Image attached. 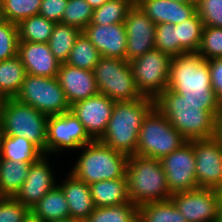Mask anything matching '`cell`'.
<instances>
[{"label": "cell", "instance_id": "6da1fadb", "mask_svg": "<svg viewBox=\"0 0 222 222\" xmlns=\"http://www.w3.org/2000/svg\"><path fill=\"white\" fill-rule=\"evenodd\" d=\"M167 89L192 103H205V110L217 117L222 103L211 89L209 60L198 53L172 57Z\"/></svg>", "mask_w": 222, "mask_h": 222}, {"label": "cell", "instance_id": "7a4b0ae2", "mask_svg": "<svg viewBox=\"0 0 222 222\" xmlns=\"http://www.w3.org/2000/svg\"><path fill=\"white\" fill-rule=\"evenodd\" d=\"M155 107L187 141L215 136L216 117L205 110V103L186 101L181 95L166 89L155 99Z\"/></svg>", "mask_w": 222, "mask_h": 222}, {"label": "cell", "instance_id": "3957f363", "mask_svg": "<svg viewBox=\"0 0 222 222\" xmlns=\"http://www.w3.org/2000/svg\"><path fill=\"white\" fill-rule=\"evenodd\" d=\"M155 99L143 96L131 101H116L107 129L100 142L128 156L136 154L139 131Z\"/></svg>", "mask_w": 222, "mask_h": 222}, {"label": "cell", "instance_id": "277c9868", "mask_svg": "<svg viewBox=\"0 0 222 222\" xmlns=\"http://www.w3.org/2000/svg\"><path fill=\"white\" fill-rule=\"evenodd\" d=\"M126 178L129 200L137 207L171 197L160 159L129 156Z\"/></svg>", "mask_w": 222, "mask_h": 222}, {"label": "cell", "instance_id": "5b68a950", "mask_svg": "<svg viewBox=\"0 0 222 222\" xmlns=\"http://www.w3.org/2000/svg\"><path fill=\"white\" fill-rule=\"evenodd\" d=\"M72 170L69 172L77 179L90 185L103 180L126 178L129 156L115 151L99 140H93L81 147Z\"/></svg>", "mask_w": 222, "mask_h": 222}, {"label": "cell", "instance_id": "8992f818", "mask_svg": "<svg viewBox=\"0 0 222 222\" xmlns=\"http://www.w3.org/2000/svg\"><path fill=\"white\" fill-rule=\"evenodd\" d=\"M48 116L15 98H7L0 119V135L24 137L46 155Z\"/></svg>", "mask_w": 222, "mask_h": 222}, {"label": "cell", "instance_id": "52a82bcc", "mask_svg": "<svg viewBox=\"0 0 222 222\" xmlns=\"http://www.w3.org/2000/svg\"><path fill=\"white\" fill-rule=\"evenodd\" d=\"M187 140L169 123L156 107L145 117L136 148V155L161 159L177 150Z\"/></svg>", "mask_w": 222, "mask_h": 222}, {"label": "cell", "instance_id": "ba28073f", "mask_svg": "<svg viewBox=\"0 0 222 222\" xmlns=\"http://www.w3.org/2000/svg\"><path fill=\"white\" fill-rule=\"evenodd\" d=\"M99 93L113 101H131L143 96L137 90L130 62L101 56L93 69Z\"/></svg>", "mask_w": 222, "mask_h": 222}, {"label": "cell", "instance_id": "9c48e42d", "mask_svg": "<svg viewBox=\"0 0 222 222\" xmlns=\"http://www.w3.org/2000/svg\"><path fill=\"white\" fill-rule=\"evenodd\" d=\"M15 99L46 116L70 111V104L56 77L27 74Z\"/></svg>", "mask_w": 222, "mask_h": 222}, {"label": "cell", "instance_id": "30bf717a", "mask_svg": "<svg viewBox=\"0 0 222 222\" xmlns=\"http://www.w3.org/2000/svg\"><path fill=\"white\" fill-rule=\"evenodd\" d=\"M172 57L156 48L130 61L137 90L156 99L168 86Z\"/></svg>", "mask_w": 222, "mask_h": 222}, {"label": "cell", "instance_id": "8fae6325", "mask_svg": "<svg viewBox=\"0 0 222 222\" xmlns=\"http://www.w3.org/2000/svg\"><path fill=\"white\" fill-rule=\"evenodd\" d=\"M92 141L80 120L71 111L48 116L46 156L57 152L60 154L65 149H80Z\"/></svg>", "mask_w": 222, "mask_h": 222}, {"label": "cell", "instance_id": "7c38bea8", "mask_svg": "<svg viewBox=\"0 0 222 222\" xmlns=\"http://www.w3.org/2000/svg\"><path fill=\"white\" fill-rule=\"evenodd\" d=\"M170 194L199 188L195 176L196 161L193 140L160 159Z\"/></svg>", "mask_w": 222, "mask_h": 222}, {"label": "cell", "instance_id": "4fadbf2b", "mask_svg": "<svg viewBox=\"0 0 222 222\" xmlns=\"http://www.w3.org/2000/svg\"><path fill=\"white\" fill-rule=\"evenodd\" d=\"M170 200L187 222H219L217 189L197 188L175 193Z\"/></svg>", "mask_w": 222, "mask_h": 222}, {"label": "cell", "instance_id": "5bb4252c", "mask_svg": "<svg viewBox=\"0 0 222 222\" xmlns=\"http://www.w3.org/2000/svg\"><path fill=\"white\" fill-rule=\"evenodd\" d=\"M199 188H222V143L215 137L193 140Z\"/></svg>", "mask_w": 222, "mask_h": 222}, {"label": "cell", "instance_id": "9a60e30c", "mask_svg": "<svg viewBox=\"0 0 222 222\" xmlns=\"http://www.w3.org/2000/svg\"><path fill=\"white\" fill-rule=\"evenodd\" d=\"M115 101L98 93L90 98L75 102L70 111L84 126L93 140H99L107 129Z\"/></svg>", "mask_w": 222, "mask_h": 222}, {"label": "cell", "instance_id": "2e32d148", "mask_svg": "<svg viewBox=\"0 0 222 222\" xmlns=\"http://www.w3.org/2000/svg\"><path fill=\"white\" fill-rule=\"evenodd\" d=\"M124 25L127 34L128 62L155 48L156 24L138 5L129 10Z\"/></svg>", "mask_w": 222, "mask_h": 222}, {"label": "cell", "instance_id": "e0dca14e", "mask_svg": "<svg viewBox=\"0 0 222 222\" xmlns=\"http://www.w3.org/2000/svg\"><path fill=\"white\" fill-rule=\"evenodd\" d=\"M46 155L41 157L36 163H32L28 178L22 184L21 189L14 198L31 210L51 189H54L58 182L50 167ZM57 183V184H56Z\"/></svg>", "mask_w": 222, "mask_h": 222}, {"label": "cell", "instance_id": "ac0fdd59", "mask_svg": "<svg viewBox=\"0 0 222 222\" xmlns=\"http://www.w3.org/2000/svg\"><path fill=\"white\" fill-rule=\"evenodd\" d=\"M82 32L101 56L126 60L127 34L124 23L89 24Z\"/></svg>", "mask_w": 222, "mask_h": 222}, {"label": "cell", "instance_id": "d6986e66", "mask_svg": "<svg viewBox=\"0 0 222 222\" xmlns=\"http://www.w3.org/2000/svg\"><path fill=\"white\" fill-rule=\"evenodd\" d=\"M70 106L99 93L93 71L62 63L56 76Z\"/></svg>", "mask_w": 222, "mask_h": 222}, {"label": "cell", "instance_id": "ffe728a7", "mask_svg": "<svg viewBox=\"0 0 222 222\" xmlns=\"http://www.w3.org/2000/svg\"><path fill=\"white\" fill-rule=\"evenodd\" d=\"M18 56L29 75L56 77L61 65L48 43L19 41Z\"/></svg>", "mask_w": 222, "mask_h": 222}, {"label": "cell", "instance_id": "44dd1931", "mask_svg": "<svg viewBox=\"0 0 222 222\" xmlns=\"http://www.w3.org/2000/svg\"><path fill=\"white\" fill-rule=\"evenodd\" d=\"M141 10L156 24H179L194 16L196 2L178 3L172 0H139Z\"/></svg>", "mask_w": 222, "mask_h": 222}, {"label": "cell", "instance_id": "7402d4cb", "mask_svg": "<svg viewBox=\"0 0 222 222\" xmlns=\"http://www.w3.org/2000/svg\"><path fill=\"white\" fill-rule=\"evenodd\" d=\"M67 176L58 186L64 192L70 217L84 222L95 209L89 185L71 173Z\"/></svg>", "mask_w": 222, "mask_h": 222}, {"label": "cell", "instance_id": "603a6c76", "mask_svg": "<svg viewBox=\"0 0 222 222\" xmlns=\"http://www.w3.org/2000/svg\"><path fill=\"white\" fill-rule=\"evenodd\" d=\"M95 207H108L131 203L127 178L103 180L89 185Z\"/></svg>", "mask_w": 222, "mask_h": 222}, {"label": "cell", "instance_id": "cb8c5ba5", "mask_svg": "<svg viewBox=\"0 0 222 222\" xmlns=\"http://www.w3.org/2000/svg\"><path fill=\"white\" fill-rule=\"evenodd\" d=\"M43 156L44 153L24 137L0 135V159L36 163Z\"/></svg>", "mask_w": 222, "mask_h": 222}, {"label": "cell", "instance_id": "d4e9b609", "mask_svg": "<svg viewBox=\"0 0 222 222\" xmlns=\"http://www.w3.org/2000/svg\"><path fill=\"white\" fill-rule=\"evenodd\" d=\"M31 215L42 222H51L70 217L64 192L57 185L45 194L30 210Z\"/></svg>", "mask_w": 222, "mask_h": 222}, {"label": "cell", "instance_id": "484cf974", "mask_svg": "<svg viewBox=\"0 0 222 222\" xmlns=\"http://www.w3.org/2000/svg\"><path fill=\"white\" fill-rule=\"evenodd\" d=\"M32 163L0 159V192L4 197H14L28 178Z\"/></svg>", "mask_w": 222, "mask_h": 222}, {"label": "cell", "instance_id": "4316f807", "mask_svg": "<svg viewBox=\"0 0 222 222\" xmlns=\"http://www.w3.org/2000/svg\"><path fill=\"white\" fill-rule=\"evenodd\" d=\"M27 72L20 57L0 61V92L7 98H15Z\"/></svg>", "mask_w": 222, "mask_h": 222}, {"label": "cell", "instance_id": "83f0119b", "mask_svg": "<svg viewBox=\"0 0 222 222\" xmlns=\"http://www.w3.org/2000/svg\"><path fill=\"white\" fill-rule=\"evenodd\" d=\"M203 27V21L198 13L177 24V56L185 53H197Z\"/></svg>", "mask_w": 222, "mask_h": 222}, {"label": "cell", "instance_id": "f1b7e54d", "mask_svg": "<svg viewBox=\"0 0 222 222\" xmlns=\"http://www.w3.org/2000/svg\"><path fill=\"white\" fill-rule=\"evenodd\" d=\"M81 32L77 27L66 25L62 22L55 23L48 45L54 57L61 64L68 59L74 43Z\"/></svg>", "mask_w": 222, "mask_h": 222}, {"label": "cell", "instance_id": "f546056e", "mask_svg": "<svg viewBox=\"0 0 222 222\" xmlns=\"http://www.w3.org/2000/svg\"><path fill=\"white\" fill-rule=\"evenodd\" d=\"M54 26L55 22L39 14L30 16L17 24L19 41L48 43Z\"/></svg>", "mask_w": 222, "mask_h": 222}, {"label": "cell", "instance_id": "4dcf8cb0", "mask_svg": "<svg viewBox=\"0 0 222 222\" xmlns=\"http://www.w3.org/2000/svg\"><path fill=\"white\" fill-rule=\"evenodd\" d=\"M138 222H187V220L168 199L138 207Z\"/></svg>", "mask_w": 222, "mask_h": 222}, {"label": "cell", "instance_id": "1f68e13d", "mask_svg": "<svg viewBox=\"0 0 222 222\" xmlns=\"http://www.w3.org/2000/svg\"><path fill=\"white\" fill-rule=\"evenodd\" d=\"M100 57L97 48L81 32L65 63L76 68L93 71Z\"/></svg>", "mask_w": 222, "mask_h": 222}, {"label": "cell", "instance_id": "d6a6232c", "mask_svg": "<svg viewBox=\"0 0 222 222\" xmlns=\"http://www.w3.org/2000/svg\"><path fill=\"white\" fill-rule=\"evenodd\" d=\"M84 222H138V207L133 203L95 207Z\"/></svg>", "mask_w": 222, "mask_h": 222}, {"label": "cell", "instance_id": "836d02e7", "mask_svg": "<svg viewBox=\"0 0 222 222\" xmlns=\"http://www.w3.org/2000/svg\"><path fill=\"white\" fill-rule=\"evenodd\" d=\"M134 6L129 0H108L101 7L93 9L90 24L108 25L124 23L129 10Z\"/></svg>", "mask_w": 222, "mask_h": 222}, {"label": "cell", "instance_id": "e575fe53", "mask_svg": "<svg viewBox=\"0 0 222 222\" xmlns=\"http://www.w3.org/2000/svg\"><path fill=\"white\" fill-rule=\"evenodd\" d=\"M42 0H0V17L15 24L38 15Z\"/></svg>", "mask_w": 222, "mask_h": 222}, {"label": "cell", "instance_id": "d590c367", "mask_svg": "<svg viewBox=\"0 0 222 222\" xmlns=\"http://www.w3.org/2000/svg\"><path fill=\"white\" fill-rule=\"evenodd\" d=\"M93 17V8L86 0H68L62 23L77 27L83 31Z\"/></svg>", "mask_w": 222, "mask_h": 222}, {"label": "cell", "instance_id": "8d00e7d4", "mask_svg": "<svg viewBox=\"0 0 222 222\" xmlns=\"http://www.w3.org/2000/svg\"><path fill=\"white\" fill-rule=\"evenodd\" d=\"M205 60L222 57V28L204 26L197 51Z\"/></svg>", "mask_w": 222, "mask_h": 222}, {"label": "cell", "instance_id": "74e56055", "mask_svg": "<svg viewBox=\"0 0 222 222\" xmlns=\"http://www.w3.org/2000/svg\"><path fill=\"white\" fill-rule=\"evenodd\" d=\"M18 44L17 24L0 19V61L18 55Z\"/></svg>", "mask_w": 222, "mask_h": 222}, {"label": "cell", "instance_id": "f35d334b", "mask_svg": "<svg viewBox=\"0 0 222 222\" xmlns=\"http://www.w3.org/2000/svg\"><path fill=\"white\" fill-rule=\"evenodd\" d=\"M155 48L171 57L177 56V24L156 25Z\"/></svg>", "mask_w": 222, "mask_h": 222}, {"label": "cell", "instance_id": "ab89813d", "mask_svg": "<svg viewBox=\"0 0 222 222\" xmlns=\"http://www.w3.org/2000/svg\"><path fill=\"white\" fill-rule=\"evenodd\" d=\"M203 26L222 28V0H195Z\"/></svg>", "mask_w": 222, "mask_h": 222}, {"label": "cell", "instance_id": "60d3db41", "mask_svg": "<svg viewBox=\"0 0 222 222\" xmlns=\"http://www.w3.org/2000/svg\"><path fill=\"white\" fill-rule=\"evenodd\" d=\"M30 214V210L14 197L0 200V222H23Z\"/></svg>", "mask_w": 222, "mask_h": 222}, {"label": "cell", "instance_id": "b9f144b4", "mask_svg": "<svg viewBox=\"0 0 222 222\" xmlns=\"http://www.w3.org/2000/svg\"><path fill=\"white\" fill-rule=\"evenodd\" d=\"M68 0H42L39 15L55 23L61 22Z\"/></svg>", "mask_w": 222, "mask_h": 222}, {"label": "cell", "instance_id": "7bdbcfd3", "mask_svg": "<svg viewBox=\"0 0 222 222\" xmlns=\"http://www.w3.org/2000/svg\"><path fill=\"white\" fill-rule=\"evenodd\" d=\"M211 89L222 103V57L209 60Z\"/></svg>", "mask_w": 222, "mask_h": 222}, {"label": "cell", "instance_id": "ee69618b", "mask_svg": "<svg viewBox=\"0 0 222 222\" xmlns=\"http://www.w3.org/2000/svg\"><path fill=\"white\" fill-rule=\"evenodd\" d=\"M214 137L222 143V106H221V109L216 117L215 136Z\"/></svg>", "mask_w": 222, "mask_h": 222}, {"label": "cell", "instance_id": "f6af8a7d", "mask_svg": "<svg viewBox=\"0 0 222 222\" xmlns=\"http://www.w3.org/2000/svg\"><path fill=\"white\" fill-rule=\"evenodd\" d=\"M217 194H218L219 222H222V188L217 189Z\"/></svg>", "mask_w": 222, "mask_h": 222}, {"label": "cell", "instance_id": "bcb514c9", "mask_svg": "<svg viewBox=\"0 0 222 222\" xmlns=\"http://www.w3.org/2000/svg\"><path fill=\"white\" fill-rule=\"evenodd\" d=\"M93 9L101 7L108 0H86Z\"/></svg>", "mask_w": 222, "mask_h": 222}, {"label": "cell", "instance_id": "7dc6e473", "mask_svg": "<svg viewBox=\"0 0 222 222\" xmlns=\"http://www.w3.org/2000/svg\"><path fill=\"white\" fill-rule=\"evenodd\" d=\"M7 100V97H5L1 92H0V119L4 110V105Z\"/></svg>", "mask_w": 222, "mask_h": 222}, {"label": "cell", "instance_id": "c3c4849f", "mask_svg": "<svg viewBox=\"0 0 222 222\" xmlns=\"http://www.w3.org/2000/svg\"><path fill=\"white\" fill-rule=\"evenodd\" d=\"M51 222H82V221L69 217V218L60 219V220L51 221Z\"/></svg>", "mask_w": 222, "mask_h": 222}, {"label": "cell", "instance_id": "681fc988", "mask_svg": "<svg viewBox=\"0 0 222 222\" xmlns=\"http://www.w3.org/2000/svg\"><path fill=\"white\" fill-rule=\"evenodd\" d=\"M23 222H42L34 218L31 214Z\"/></svg>", "mask_w": 222, "mask_h": 222}, {"label": "cell", "instance_id": "f907efd6", "mask_svg": "<svg viewBox=\"0 0 222 222\" xmlns=\"http://www.w3.org/2000/svg\"><path fill=\"white\" fill-rule=\"evenodd\" d=\"M174 2L178 3H191V2H196L195 0H172Z\"/></svg>", "mask_w": 222, "mask_h": 222}, {"label": "cell", "instance_id": "816d5d0a", "mask_svg": "<svg viewBox=\"0 0 222 222\" xmlns=\"http://www.w3.org/2000/svg\"><path fill=\"white\" fill-rule=\"evenodd\" d=\"M131 3H133L134 5H137L139 0H129Z\"/></svg>", "mask_w": 222, "mask_h": 222}, {"label": "cell", "instance_id": "f5cc1de1", "mask_svg": "<svg viewBox=\"0 0 222 222\" xmlns=\"http://www.w3.org/2000/svg\"><path fill=\"white\" fill-rule=\"evenodd\" d=\"M3 198H4V196L0 192V200H2Z\"/></svg>", "mask_w": 222, "mask_h": 222}]
</instances>
